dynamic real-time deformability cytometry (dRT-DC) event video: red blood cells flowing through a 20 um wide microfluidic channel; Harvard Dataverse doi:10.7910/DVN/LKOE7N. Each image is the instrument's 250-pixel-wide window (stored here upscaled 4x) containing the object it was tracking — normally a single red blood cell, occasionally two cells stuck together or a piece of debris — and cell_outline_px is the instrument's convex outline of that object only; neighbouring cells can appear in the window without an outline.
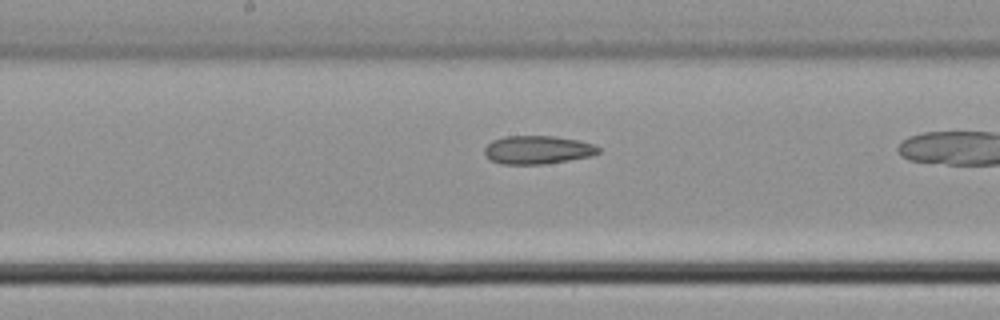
{"species": "common noctule bat (a hibernating species)", "species_latin": "Nyctalus noctula", "temperature_condition": "cold", "stored_images_in_passage": 25, "camera_frame_rate_fps": 3000, "um_per_image_px": 0.085, "animal": {"sex": "male", "body_mass_g": 21.5, "forearm_length_mm": 52.0}, "frame": {"image": 1, "passage_image": 15, "time_ms": 4.667, "image_size_px": [1000, 320], "cell_outline_px": [[600, 152], [592, 156], [544, 164], [500, 164], [484, 156], [484, 148], [492, 140], [504, 136], [556, 136], [580, 140], [592, 144], [600, 148]], "centroid_in_image_um": [45.68, 12.73], "position_along_channel_um": 202.5, "area_um2": 18.96}}